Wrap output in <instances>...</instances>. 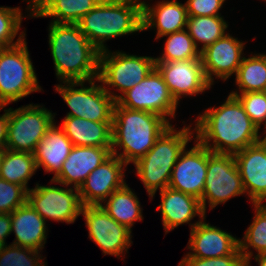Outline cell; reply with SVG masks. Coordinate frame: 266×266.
Wrapping results in <instances>:
<instances>
[{"label": "cell", "instance_id": "7", "mask_svg": "<svg viewBox=\"0 0 266 266\" xmlns=\"http://www.w3.org/2000/svg\"><path fill=\"white\" fill-rule=\"evenodd\" d=\"M117 51L108 49L100 52L98 76L104 89L115 100L139 84L155 68L154 56H138ZM113 89L119 93L112 92Z\"/></svg>", "mask_w": 266, "mask_h": 266}, {"label": "cell", "instance_id": "24", "mask_svg": "<svg viewBox=\"0 0 266 266\" xmlns=\"http://www.w3.org/2000/svg\"><path fill=\"white\" fill-rule=\"evenodd\" d=\"M58 126H61L73 146L112 147V122L65 116Z\"/></svg>", "mask_w": 266, "mask_h": 266}, {"label": "cell", "instance_id": "21", "mask_svg": "<svg viewBox=\"0 0 266 266\" xmlns=\"http://www.w3.org/2000/svg\"><path fill=\"white\" fill-rule=\"evenodd\" d=\"M112 155V147L73 146L60 172L51 179L79 189L88 175Z\"/></svg>", "mask_w": 266, "mask_h": 266}, {"label": "cell", "instance_id": "19", "mask_svg": "<svg viewBox=\"0 0 266 266\" xmlns=\"http://www.w3.org/2000/svg\"><path fill=\"white\" fill-rule=\"evenodd\" d=\"M205 221L206 218L190 230L187 244L188 256L213 258L242 255L239 249V238Z\"/></svg>", "mask_w": 266, "mask_h": 266}, {"label": "cell", "instance_id": "31", "mask_svg": "<svg viewBox=\"0 0 266 266\" xmlns=\"http://www.w3.org/2000/svg\"><path fill=\"white\" fill-rule=\"evenodd\" d=\"M166 37L163 53L155 57V62H171L200 58V51L186 29L164 35Z\"/></svg>", "mask_w": 266, "mask_h": 266}, {"label": "cell", "instance_id": "12", "mask_svg": "<svg viewBox=\"0 0 266 266\" xmlns=\"http://www.w3.org/2000/svg\"><path fill=\"white\" fill-rule=\"evenodd\" d=\"M116 102L125 108L157 114L170 125L172 118H176L179 105L156 68L139 84L123 93Z\"/></svg>", "mask_w": 266, "mask_h": 266}, {"label": "cell", "instance_id": "17", "mask_svg": "<svg viewBox=\"0 0 266 266\" xmlns=\"http://www.w3.org/2000/svg\"><path fill=\"white\" fill-rule=\"evenodd\" d=\"M126 169L127 165L113 154L100 164L79 188L83 206L101 205L114 191L121 188L126 183Z\"/></svg>", "mask_w": 266, "mask_h": 266}, {"label": "cell", "instance_id": "5", "mask_svg": "<svg viewBox=\"0 0 266 266\" xmlns=\"http://www.w3.org/2000/svg\"><path fill=\"white\" fill-rule=\"evenodd\" d=\"M88 40L101 52L106 41L142 31V6L138 2H99L77 23Z\"/></svg>", "mask_w": 266, "mask_h": 266}, {"label": "cell", "instance_id": "9", "mask_svg": "<svg viewBox=\"0 0 266 266\" xmlns=\"http://www.w3.org/2000/svg\"><path fill=\"white\" fill-rule=\"evenodd\" d=\"M8 109L6 149L34 154L45 133L55 123L56 113L45 108V105L33 103L16 109L12 107Z\"/></svg>", "mask_w": 266, "mask_h": 266}, {"label": "cell", "instance_id": "29", "mask_svg": "<svg viewBox=\"0 0 266 266\" xmlns=\"http://www.w3.org/2000/svg\"><path fill=\"white\" fill-rule=\"evenodd\" d=\"M228 26L224 16H188L186 30L201 52L224 37Z\"/></svg>", "mask_w": 266, "mask_h": 266}, {"label": "cell", "instance_id": "42", "mask_svg": "<svg viewBox=\"0 0 266 266\" xmlns=\"http://www.w3.org/2000/svg\"><path fill=\"white\" fill-rule=\"evenodd\" d=\"M252 258H254V260L257 262L259 266H266V254H260V255L249 258L245 262V266H251L250 260H252Z\"/></svg>", "mask_w": 266, "mask_h": 266}, {"label": "cell", "instance_id": "44", "mask_svg": "<svg viewBox=\"0 0 266 266\" xmlns=\"http://www.w3.org/2000/svg\"><path fill=\"white\" fill-rule=\"evenodd\" d=\"M6 245L7 244L5 242H3V241L0 240V253L4 250V248H5Z\"/></svg>", "mask_w": 266, "mask_h": 266}, {"label": "cell", "instance_id": "39", "mask_svg": "<svg viewBox=\"0 0 266 266\" xmlns=\"http://www.w3.org/2000/svg\"><path fill=\"white\" fill-rule=\"evenodd\" d=\"M26 1L27 7L26 12L28 19L31 18H42V16L58 1V0H22Z\"/></svg>", "mask_w": 266, "mask_h": 266}, {"label": "cell", "instance_id": "41", "mask_svg": "<svg viewBox=\"0 0 266 266\" xmlns=\"http://www.w3.org/2000/svg\"><path fill=\"white\" fill-rule=\"evenodd\" d=\"M11 213H0V240L6 242L11 235Z\"/></svg>", "mask_w": 266, "mask_h": 266}, {"label": "cell", "instance_id": "43", "mask_svg": "<svg viewBox=\"0 0 266 266\" xmlns=\"http://www.w3.org/2000/svg\"><path fill=\"white\" fill-rule=\"evenodd\" d=\"M5 149H0V168L3 160V155H4Z\"/></svg>", "mask_w": 266, "mask_h": 266}, {"label": "cell", "instance_id": "45", "mask_svg": "<svg viewBox=\"0 0 266 266\" xmlns=\"http://www.w3.org/2000/svg\"><path fill=\"white\" fill-rule=\"evenodd\" d=\"M147 0H137V2L141 5V6H144V4L146 3ZM152 1V0H150Z\"/></svg>", "mask_w": 266, "mask_h": 266}, {"label": "cell", "instance_id": "2", "mask_svg": "<svg viewBox=\"0 0 266 266\" xmlns=\"http://www.w3.org/2000/svg\"><path fill=\"white\" fill-rule=\"evenodd\" d=\"M48 33L49 49L59 82L98 78L100 51L78 24L50 22Z\"/></svg>", "mask_w": 266, "mask_h": 266}, {"label": "cell", "instance_id": "6", "mask_svg": "<svg viewBox=\"0 0 266 266\" xmlns=\"http://www.w3.org/2000/svg\"><path fill=\"white\" fill-rule=\"evenodd\" d=\"M34 69L26 38L15 46L0 48V107L43 91Z\"/></svg>", "mask_w": 266, "mask_h": 266}, {"label": "cell", "instance_id": "36", "mask_svg": "<svg viewBox=\"0 0 266 266\" xmlns=\"http://www.w3.org/2000/svg\"><path fill=\"white\" fill-rule=\"evenodd\" d=\"M27 202V190L0 178V213H12Z\"/></svg>", "mask_w": 266, "mask_h": 266}, {"label": "cell", "instance_id": "15", "mask_svg": "<svg viewBox=\"0 0 266 266\" xmlns=\"http://www.w3.org/2000/svg\"><path fill=\"white\" fill-rule=\"evenodd\" d=\"M193 142V147L188 150L186 146L181 152L173 167L168 187L201 200L205 188L208 148L196 138Z\"/></svg>", "mask_w": 266, "mask_h": 266}, {"label": "cell", "instance_id": "16", "mask_svg": "<svg viewBox=\"0 0 266 266\" xmlns=\"http://www.w3.org/2000/svg\"><path fill=\"white\" fill-rule=\"evenodd\" d=\"M245 43L227 32L200 52L204 74L211 85H214V77L225 82L236 74L244 58Z\"/></svg>", "mask_w": 266, "mask_h": 266}, {"label": "cell", "instance_id": "13", "mask_svg": "<svg viewBox=\"0 0 266 266\" xmlns=\"http://www.w3.org/2000/svg\"><path fill=\"white\" fill-rule=\"evenodd\" d=\"M81 215L85 219L88 238L100 247L103 255L118 259L126 256L133 243L131 230L114 220L100 205L83 206Z\"/></svg>", "mask_w": 266, "mask_h": 266}, {"label": "cell", "instance_id": "33", "mask_svg": "<svg viewBox=\"0 0 266 266\" xmlns=\"http://www.w3.org/2000/svg\"><path fill=\"white\" fill-rule=\"evenodd\" d=\"M22 10L20 7L0 6V48L15 46L26 38V28L20 32L22 20L27 17Z\"/></svg>", "mask_w": 266, "mask_h": 266}, {"label": "cell", "instance_id": "10", "mask_svg": "<svg viewBox=\"0 0 266 266\" xmlns=\"http://www.w3.org/2000/svg\"><path fill=\"white\" fill-rule=\"evenodd\" d=\"M241 195H246V192L234 155L214 153L208 149L205 188L200 200L203 211L207 213V207L212 210Z\"/></svg>", "mask_w": 266, "mask_h": 266}, {"label": "cell", "instance_id": "20", "mask_svg": "<svg viewBox=\"0 0 266 266\" xmlns=\"http://www.w3.org/2000/svg\"><path fill=\"white\" fill-rule=\"evenodd\" d=\"M161 203L157 206L156 211L161 212L162 225L165 235L180 225L189 224L190 229L206 218L201 202L198 198L176 191L169 187L159 191ZM198 221H190L196 217Z\"/></svg>", "mask_w": 266, "mask_h": 266}, {"label": "cell", "instance_id": "26", "mask_svg": "<svg viewBox=\"0 0 266 266\" xmlns=\"http://www.w3.org/2000/svg\"><path fill=\"white\" fill-rule=\"evenodd\" d=\"M100 206L114 220L131 231L137 221L144 219L139 198L127 182L114 191Z\"/></svg>", "mask_w": 266, "mask_h": 266}, {"label": "cell", "instance_id": "11", "mask_svg": "<svg viewBox=\"0 0 266 266\" xmlns=\"http://www.w3.org/2000/svg\"><path fill=\"white\" fill-rule=\"evenodd\" d=\"M49 183V186L36 183L35 187L27 191V202L46 222L52 220L74 224L83 207L79 189L68 188L52 179Z\"/></svg>", "mask_w": 266, "mask_h": 266}, {"label": "cell", "instance_id": "28", "mask_svg": "<svg viewBox=\"0 0 266 266\" xmlns=\"http://www.w3.org/2000/svg\"><path fill=\"white\" fill-rule=\"evenodd\" d=\"M38 171L33 153L5 149L0 168V178L23 186L27 191L28 181Z\"/></svg>", "mask_w": 266, "mask_h": 266}, {"label": "cell", "instance_id": "30", "mask_svg": "<svg viewBox=\"0 0 266 266\" xmlns=\"http://www.w3.org/2000/svg\"><path fill=\"white\" fill-rule=\"evenodd\" d=\"M253 207V221L243 238H239V249L245 262L253 256L266 254V207L263 204H253ZM251 249L257 253L254 255Z\"/></svg>", "mask_w": 266, "mask_h": 266}, {"label": "cell", "instance_id": "23", "mask_svg": "<svg viewBox=\"0 0 266 266\" xmlns=\"http://www.w3.org/2000/svg\"><path fill=\"white\" fill-rule=\"evenodd\" d=\"M48 224L26 202L11 213V233L15 239L11 244L42 251L48 238Z\"/></svg>", "mask_w": 266, "mask_h": 266}, {"label": "cell", "instance_id": "8", "mask_svg": "<svg viewBox=\"0 0 266 266\" xmlns=\"http://www.w3.org/2000/svg\"><path fill=\"white\" fill-rule=\"evenodd\" d=\"M99 83H101L100 80L95 78L88 81L61 82L54 85L55 91L60 94L70 108L66 116L84 118L94 122H112L116 100Z\"/></svg>", "mask_w": 266, "mask_h": 266}, {"label": "cell", "instance_id": "4", "mask_svg": "<svg viewBox=\"0 0 266 266\" xmlns=\"http://www.w3.org/2000/svg\"><path fill=\"white\" fill-rule=\"evenodd\" d=\"M191 125H185L180 130L171 125L153 147L133 164L135 174L142 181L149 199H154L158 190L162 191L169 186L173 167L181 152L195 139V129Z\"/></svg>", "mask_w": 266, "mask_h": 266}, {"label": "cell", "instance_id": "3", "mask_svg": "<svg viewBox=\"0 0 266 266\" xmlns=\"http://www.w3.org/2000/svg\"><path fill=\"white\" fill-rule=\"evenodd\" d=\"M170 126L157 114L125 108L116 102L112 120V154L127 166L134 164Z\"/></svg>", "mask_w": 266, "mask_h": 266}, {"label": "cell", "instance_id": "38", "mask_svg": "<svg viewBox=\"0 0 266 266\" xmlns=\"http://www.w3.org/2000/svg\"><path fill=\"white\" fill-rule=\"evenodd\" d=\"M226 0H187L188 16H221L220 10Z\"/></svg>", "mask_w": 266, "mask_h": 266}, {"label": "cell", "instance_id": "32", "mask_svg": "<svg viewBox=\"0 0 266 266\" xmlns=\"http://www.w3.org/2000/svg\"><path fill=\"white\" fill-rule=\"evenodd\" d=\"M98 3V0H58L42 18L51 17L54 23L77 24Z\"/></svg>", "mask_w": 266, "mask_h": 266}, {"label": "cell", "instance_id": "18", "mask_svg": "<svg viewBox=\"0 0 266 266\" xmlns=\"http://www.w3.org/2000/svg\"><path fill=\"white\" fill-rule=\"evenodd\" d=\"M234 157L251 204H263L266 201V136Z\"/></svg>", "mask_w": 266, "mask_h": 266}, {"label": "cell", "instance_id": "22", "mask_svg": "<svg viewBox=\"0 0 266 266\" xmlns=\"http://www.w3.org/2000/svg\"><path fill=\"white\" fill-rule=\"evenodd\" d=\"M186 4L177 0H160L155 4L148 1L142 6V31L153 29L155 40L160 37L186 29Z\"/></svg>", "mask_w": 266, "mask_h": 266}, {"label": "cell", "instance_id": "35", "mask_svg": "<svg viewBox=\"0 0 266 266\" xmlns=\"http://www.w3.org/2000/svg\"><path fill=\"white\" fill-rule=\"evenodd\" d=\"M233 96L240 101L245 112L258 129H264V133L261 134L266 136V94L263 91H257Z\"/></svg>", "mask_w": 266, "mask_h": 266}, {"label": "cell", "instance_id": "14", "mask_svg": "<svg viewBox=\"0 0 266 266\" xmlns=\"http://www.w3.org/2000/svg\"><path fill=\"white\" fill-rule=\"evenodd\" d=\"M172 96L178 104L185 97L196 96L211 89L206 79L201 58L171 62H155Z\"/></svg>", "mask_w": 266, "mask_h": 266}, {"label": "cell", "instance_id": "1", "mask_svg": "<svg viewBox=\"0 0 266 266\" xmlns=\"http://www.w3.org/2000/svg\"><path fill=\"white\" fill-rule=\"evenodd\" d=\"M194 122L195 138L214 153L234 155L265 137L240 101L230 94L219 107H208L199 113Z\"/></svg>", "mask_w": 266, "mask_h": 266}, {"label": "cell", "instance_id": "37", "mask_svg": "<svg viewBox=\"0 0 266 266\" xmlns=\"http://www.w3.org/2000/svg\"><path fill=\"white\" fill-rule=\"evenodd\" d=\"M178 266H245V261L243 260L242 255L196 258L185 254Z\"/></svg>", "mask_w": 266, "mask_h": 266}, {"label": "cell", "instance_id": "34", "mask_svg": "<svg viewBox=\"0 0 266 266\" xmlns=\"http://www.w3.org/2000/svg\"><path fill=\"white\" fill-rule=\"evenodd\" d=\"M42 251L7 244L0 253V266H46Z\"/></svg>", "mask_w": 266, "mask_h": 266}, {"label": "cell", "instance_id": "46", "mask_svg": "<svg viewBox=\"0 0 266 266\" xmlns=\"http://www.w3.org/2000/svg\"><path fill=\"white\" fill-rule=\"evenodd\" d=\"M108 1H125V2H137V0H108Z\"/></svg>", "mask_w": 266, "mask_h": 266}, {"label": "cell", "instance_id": "25", "mask_svg": "<svg viewBox=\"0 0 266 266\" xmlns=\"http://www.w3.org/2000/svg\"><path fill=\"white\" fill-rule=\"evenodd\" d=\"M72 147V142L55 122L35 150L37 168L42 167L45 173H53L55 177L60 172Z\"/></svg>", "mask_w": 266, "mask_h": 266}, {"label": "cell", "instance_id": "27", "mask_svg": "<svg viewBox=\"0 0 266 266\" xmlns=\"http://www.w3.org/2000/svg\"><path fill=\"white\" fill-rule=\"evenodd\" d=\"M244 56L235 74L237 90L231 91L230 95L240 93L263 91L266 86V54L254 53Z\"/></svg>", "mask_w": 266, "mask_h": 266}, {"label": "cell", "instance_id": "40", "mask_svg": "<svg viewBox=\"0 0 266 266\" xmlns=\"http://www.w3.org/2000/svg\"><path fill=\"white\" fill-rule=\"evenodd\" d=\"M1 110H4V113L0 115V149H6L8 138L9 109L5 108L4 106L0 107V111Z\"/></svg>", "mask_w": 266, "mask_h": 266}, {"label": "cell", "instance_id": "47", "mask_svg": "<svg viewBox=\"0 0 266 266\" xmlns=\"http://www.w3.org/2000/svg\"><path fill=\"white\" fill-rule=\"evenodd\" d=\"M99 2H106V1H108V0H98Z\"/></svg>", "mask_w": 266, "mask_h": 266}]
</instances>
